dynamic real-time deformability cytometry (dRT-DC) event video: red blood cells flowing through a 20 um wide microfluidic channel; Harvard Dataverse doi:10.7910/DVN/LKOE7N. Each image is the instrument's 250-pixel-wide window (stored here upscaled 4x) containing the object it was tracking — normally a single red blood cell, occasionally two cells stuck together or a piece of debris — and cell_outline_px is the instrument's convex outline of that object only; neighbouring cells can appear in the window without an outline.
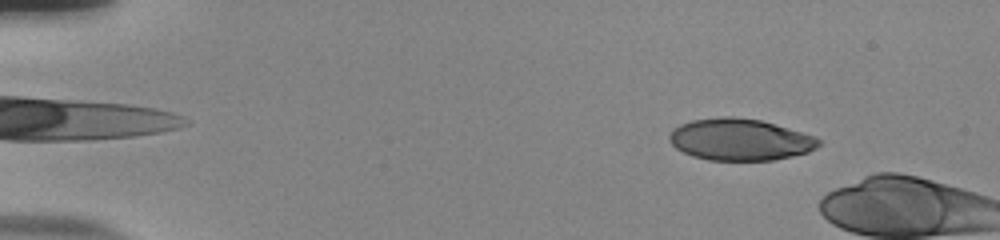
{"species": "human", "species_latin": "Homo sapiens", "temperature_condition": "room temperature", "stored_images_in_passage": 10, "camera_frame_rate_fps": 3000, "um_per_image_px": 0.085, "donor": {"sex": "male"}, "frame": {"image": 1, "passage_image": 6, "time_ms": 1.667, "image_size_px": [1000, 240], "cell_outline_px": [[820, 144], [808, 152], [792, 156], [772, 160], [708, 160], [692, 156], [676, 148], [672, 144], [668, 136], [680, 124], [692, 120], [728, 116], [732, 116], [760, 120], [800, 132], [812, 136], [820, 140]], "centroid_in_image_um": [62.87, 11.87], "position_along_channel_um": 22.1, "area_um2": 35.78}}